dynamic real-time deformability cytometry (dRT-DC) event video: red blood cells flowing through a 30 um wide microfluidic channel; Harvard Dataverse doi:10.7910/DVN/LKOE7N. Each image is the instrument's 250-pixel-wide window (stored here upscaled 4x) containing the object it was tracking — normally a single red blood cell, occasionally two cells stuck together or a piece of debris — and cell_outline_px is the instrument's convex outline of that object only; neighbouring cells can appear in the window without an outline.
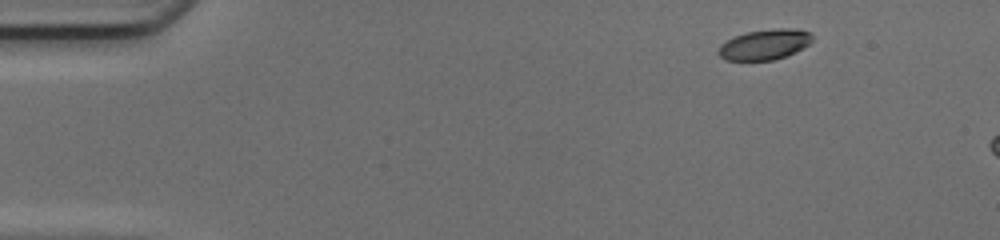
{"species": "common noctule bat (a hibernating species)", "species_latin": "Nyctalus noctula", "temperature_condition": "cold", "stored_images_in_passage": 7, "camera_frame_rate_fps": 3000, "um_per_image_px": 0.085, "animal": {"sex": "female", "body_mass_g": 17.0, "forearm_length_mm": 48.0}, "frame": {"image": 1, "passage_image": 1, "time_ms": 0.0, "image_size_px": [1000, 240], "cell_outline_px": [[812, 40], [808, 44], [784, 56], [772, 60], [724, 60], [720, 56], [720, 44], [736, 36], [748, 32], [780, 28], [788, 28], [808, 32], [812, 36]], "centroid_in_image_um": [64.97, 3.79], "position_along_channel_um": 20.0, "area_um2": 15.95}}